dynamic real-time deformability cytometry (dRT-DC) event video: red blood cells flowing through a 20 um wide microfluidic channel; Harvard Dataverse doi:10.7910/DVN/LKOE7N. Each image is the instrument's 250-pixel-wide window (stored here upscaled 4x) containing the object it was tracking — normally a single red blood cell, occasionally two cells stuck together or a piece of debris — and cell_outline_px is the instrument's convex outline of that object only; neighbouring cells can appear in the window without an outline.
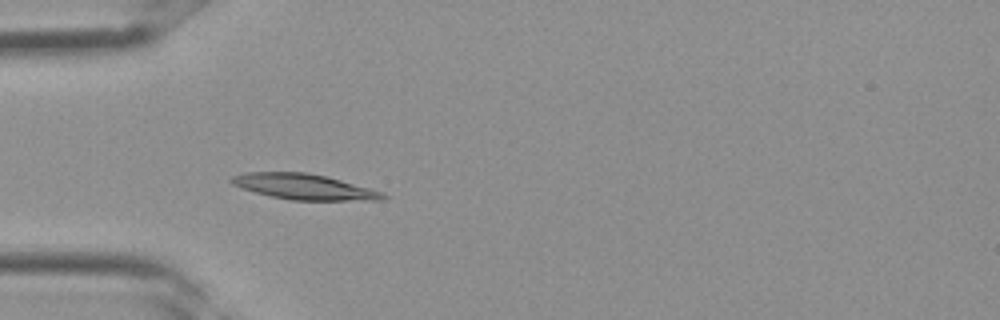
{"species": "Egyptian fruit bat (a non-hibernating species)", "species_latin": "Rousettus aegyptiacus", "temperature_condition": "room temperature", "stored_images_in_passage": 2, "camera_frame_rate_fps": 3000, "um_per_image_px": 0.085, "frame": {"image": 1, "passage_image": 2, "time_ms": 0.333, "image_size_px": [1000, 320], "cell_outline_px": [[388, 196], [384, 200], [292, 200], [272, 196], [256, 192], [232, 184], [228, 180], [232, 176], [244, 172], [308, 172], [328, 176], [384, 192]], "centroid_in_image_um": [25.88, 15.86], "position_along_channel_um": 59.1, "area_um2": 22.6}}